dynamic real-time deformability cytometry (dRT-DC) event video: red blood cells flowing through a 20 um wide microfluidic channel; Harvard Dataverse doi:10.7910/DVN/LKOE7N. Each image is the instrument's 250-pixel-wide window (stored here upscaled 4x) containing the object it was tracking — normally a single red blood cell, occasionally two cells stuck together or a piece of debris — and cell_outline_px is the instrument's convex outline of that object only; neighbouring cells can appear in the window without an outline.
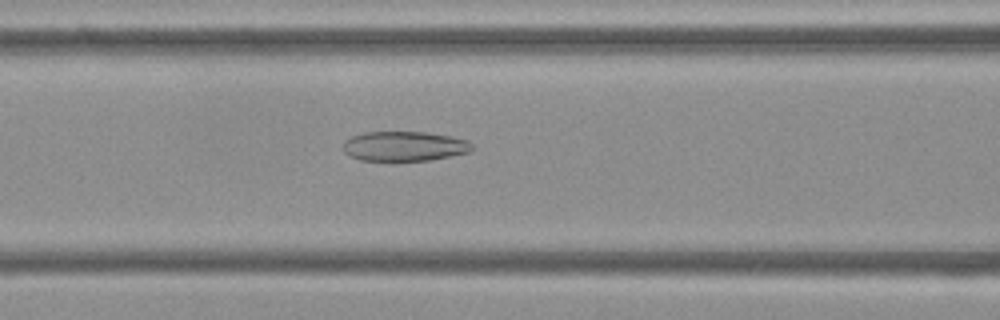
{"species": "Egyptian fruit bat (a non-hibernating species)", "species_latin": "Rousettus aegyptiacus", "temperature_condition": "cold", "stored_images_in_passage": 54, "camera_frame_rate_fps": 3000, "um_per_image_px": 0.085, "frame": {"image": 1, "passage_image": 22, "time_ms": 7.0, "image_size_px": [1000, 320], "cell_outline_px": [[476, 148], [472, 152], [432, 160], [360, 160], [348, 156], [344, 152], [344, 140], [352, 136], [364, 132], [428, 132], [452, 136], [468, 140]], "centroid_in_image_um": [34.43, 12.42], "position_along_channel_um": 132.2, "area_um2": 22.66}}
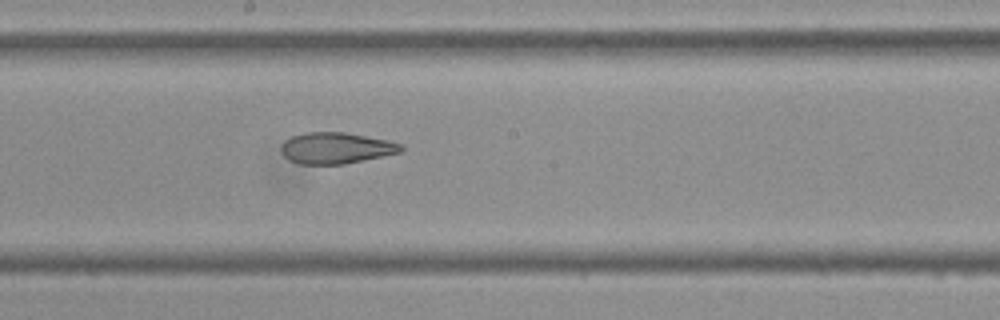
{"frame": {"image": 2, "passage_image": 29, "time_ms": 9.333, "image_size_px": [1000, 320], "cell_outline_px": [[404, 152], [344, 164], [300, 164], [288, 160], [284, 156], [280, 148], [284, 140], [292, 136], [308, 132], [344, 132], [388, 140], [404, 144]], "centroid_in_image_um": [28.6, 12.59], "position_along_channel_um": 219.6, "area_um2": 22.02}}
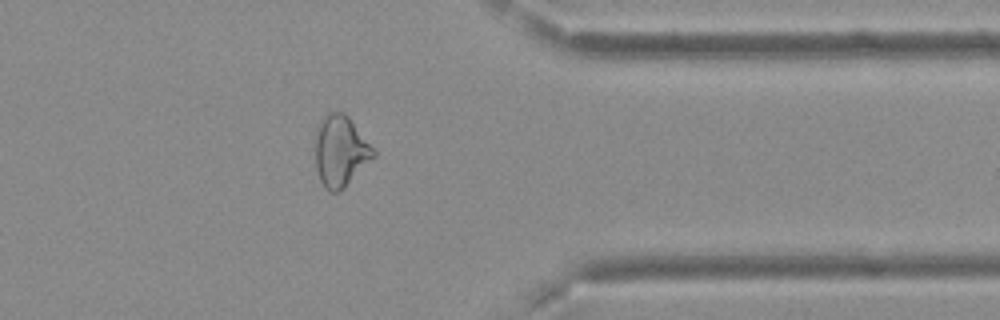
{"frame": {"image": 3, "passage_image": 43, "time_ms": 14.0, "image_size_px": [1000, 320], "cell_outline_px": [[376, 156], [344, 188], [336, 192], [328, 192], [324, 188], [320, 180], [316, 168], [312, 140], [316, 128], [320, 120], [328, 112], [344, 112], [348, 116], [376, 152]], "centroid_in_image_um": [28.88, 12.84], "position_along_channel_um": 382.5, "area_um2": 24.62}, "authors_computed_cell_mechanics": {"area_um2": 25.3164, "velocity_mm_per_s": 3.7432, "shape_relaxation_time_tau1_ms": null, "shape_relaxation_time_tau2_ms": 2.3905, "deformation_change_tau1": null, "deformation_change_tau2": 0.1009}}